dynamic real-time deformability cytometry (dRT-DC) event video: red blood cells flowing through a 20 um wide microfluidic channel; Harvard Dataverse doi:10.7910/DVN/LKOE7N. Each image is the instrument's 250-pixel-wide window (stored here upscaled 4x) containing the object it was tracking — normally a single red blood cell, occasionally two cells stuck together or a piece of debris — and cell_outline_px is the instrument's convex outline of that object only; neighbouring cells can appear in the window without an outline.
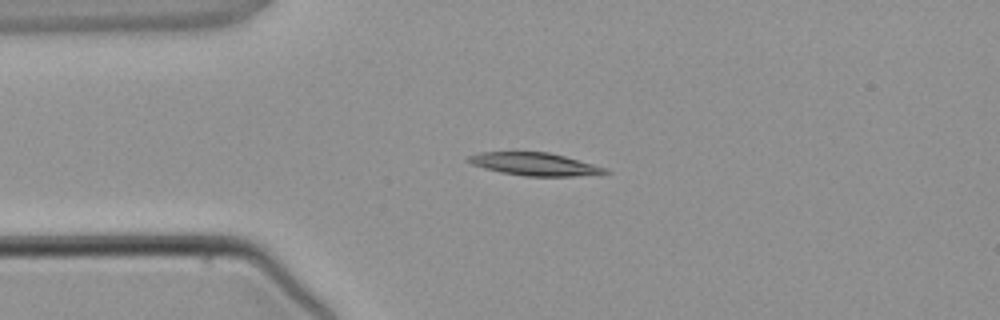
{"species": "common noctule bat (a hibernating species)", "species_latin": "Nyctalus noctula", "temperature_condition": "warm", "stored_images_in_passage": 2, "camera_frame_rate_fps": 3000, "um_per_image_px": 0.085, "animal": {"sex": "male", "body_mass_g": 21.5, "forearm_length_mm": 52.0}, "frame": {"image": 1, "passage_image": 2, "time_ms": 1.333, "image_size_px": [1000, 320], "cell_outline_px": [[612, 172], [576, 176], [524, 176], [500, 172], [484, 168], [472, 164], [464, 160], [468, 156], [480, 152], [548, 152], [564, 156], [608, 168]], "centroid_in_image_um": [45.43, 13.95], "position_along_channel_um": 39.6, "area_um2": 18.15}}